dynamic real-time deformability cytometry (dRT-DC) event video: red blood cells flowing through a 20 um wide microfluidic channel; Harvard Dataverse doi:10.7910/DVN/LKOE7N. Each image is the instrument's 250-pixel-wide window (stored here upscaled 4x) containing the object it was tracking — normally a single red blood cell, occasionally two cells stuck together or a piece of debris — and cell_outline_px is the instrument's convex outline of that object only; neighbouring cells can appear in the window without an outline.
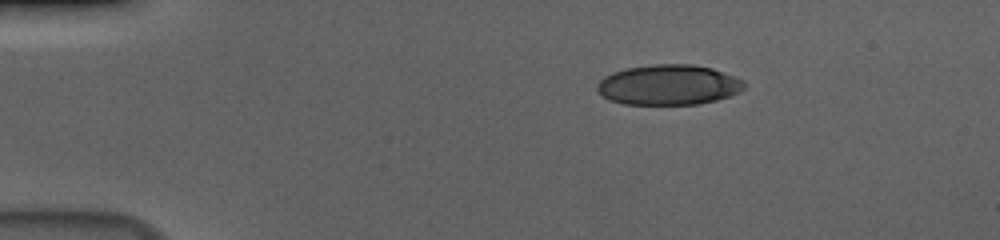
{"species": "human", "species_latin": "Homo sapiens", "temperature_condition": "cold", "stored_images_in_passage": 47, "camera_frame_rate_fps": 3000, "um_per_image_px": 0.085, "donor": {"sex": "male"}, "frame": {"image": 1, "passage_image": 1, "time_ms": 0.0, "image_size_px": [1000, 240], "cell_outline_px": [[744, 88], [740, 92], [732, 96], [700, 104], [624, 104], [608, 100], [596, 88], [596, 84], [604, 76], [612, 72], [624, 68], [652, 64], [692, 64], [712, 68], [744, 80]], "centroid_in_image_um": [56.83, 7.21], "position_along_channel_um": 28.2, "area_um2": 34.74}}
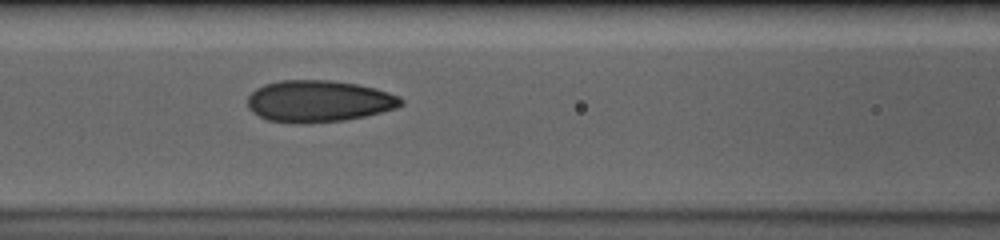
{"frame": {"image": 2, "passage_image": 16, "time_ms": 5.0, "image_size_px": [1000, 240], "cell_outline_px": [[404, 104], [396, 108], [364, 116], [344, 120], [296, 124], [268, 120], [252, 112], [248, 108], [248, 96], [256, 88], [264, 84], [280, 80], [332, 80], [356, 84], [376, 88], [400, 96], [404, 100]], "centroid_in_image_um": [27.09, 8.59], "position_along_channel_um": 139.5, "area_um2": 37.4}}
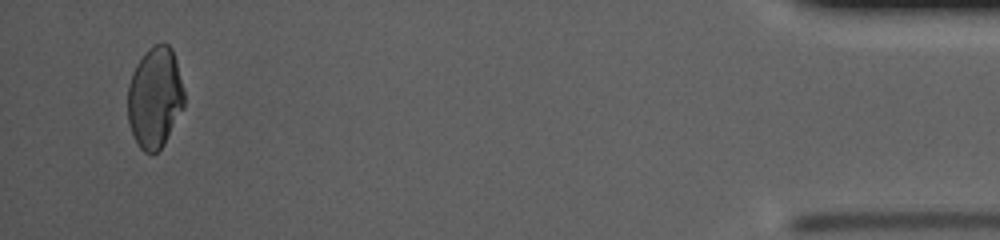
{"frame": {"image": 3, "passage_image": 45, "time_ms": 14.667, "image_size_px": [1000, 240], "cell_outline_px": [[184, 108], [164, 144], [152, 156], [144, 152], [140, 148], [128, 124], [128, 84], [132, 72], [136, 64], [144, 52], [148, 48], [156, 44], [168, 44], [172, 48], [176, 60], [184, 88]], "centroid_in_image_um": [13.17, 8.3], "position_along_channel_um": 422.0, "area_um2": 33.58}, "authors_computed_cell_mechanics": {"area_um2": 36.2406, "velocity_mm_per_s": 3.6975, "shape_relaxation_time_tau1_ms": 4.7748, "shape_relaxation_time_tau2_ms": 1.1772, "deformation_change_tau1": 0.1559, "deformation_change_tau2": 0.0753}}